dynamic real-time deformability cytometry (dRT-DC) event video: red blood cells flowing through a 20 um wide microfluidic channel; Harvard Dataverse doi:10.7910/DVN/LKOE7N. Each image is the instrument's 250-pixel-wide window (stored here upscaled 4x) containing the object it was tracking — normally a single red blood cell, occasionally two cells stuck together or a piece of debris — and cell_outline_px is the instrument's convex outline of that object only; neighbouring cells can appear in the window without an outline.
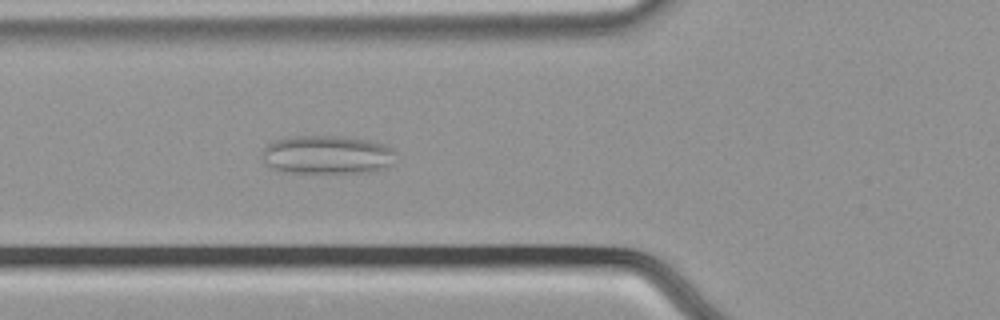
{"species": "common noctule bat (a hibernating species)", "species_latin": "Nyctalus noctula", "temperature_condition": "cold", "stored_images_in_passage": 56, "camera_frame_rate_fps": 3000, "um_per_image_px": 0.085, "animal": {"sex": "male", "body_mass_g": 21.5, "forearm_length_mm": 52.0}, "frame": {"image": 1, "passage_image": 21, "time_ms": 6.667, "image_size_px": [1000, 320], "cell_outline_px": [[396, 152], [392, 164], [384, 168], [368, 172], [284, 172], [272, 168], [260, 156], [264, 148], [268, 144], [276, 140], [296, 136], [340, 136], [368, 140], [384, 144], [392, 148]], "centroid_in_image_um": [27.82, 13.15], "position_along_channel_um": 98.0, "area_um2": 29.88}}
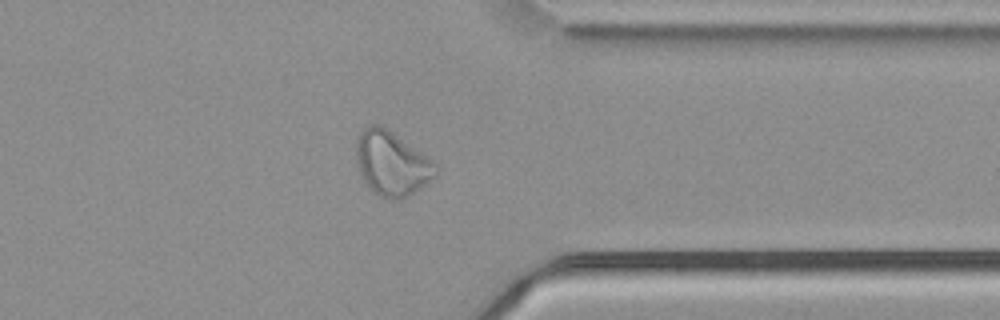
{"frame": {"image": 2, "passage_image": 44, "time_ms": 14.333, "image_size_px": [1000, 320], "cell_outline_px": [[440, 172], [436, 176], [420, 188], [408, 196], [400, 200], [396, 200], [380, 196], [372, 192], [364, 184], [360, 176], [356, 160], [356, 140], [360, 132], [368, 124], [380, 124], [388, 128], [436, 164]], "centroid_in_image_um": [33.26, 13.9], "position_along_channel_um": 378.1, "area_um2": 30.11}}
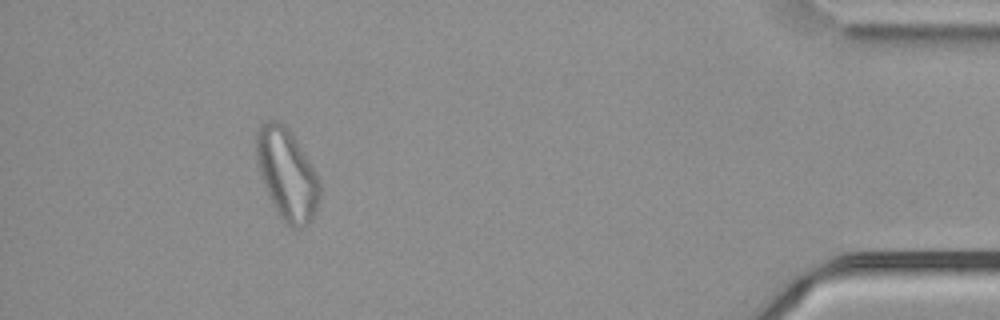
{"frame": {"image": 3, "passage_image": 51, "time_ms": 16.667, "image_size_px": [1000, 320], "cell_outline_px": [[320, 200], [308, 224], [304, 228], [292, 228], [280, 216], [272, 204], [260, 176], [256, 156], [256, 132], [260, 124], [268, 120], [276, 120], [284, 124], [316, 172], [320, 184]], "centroid_in_image_um": [24.37, 14.82], "position_along_channel_um": 410.8, "area_um2": 33.23}}